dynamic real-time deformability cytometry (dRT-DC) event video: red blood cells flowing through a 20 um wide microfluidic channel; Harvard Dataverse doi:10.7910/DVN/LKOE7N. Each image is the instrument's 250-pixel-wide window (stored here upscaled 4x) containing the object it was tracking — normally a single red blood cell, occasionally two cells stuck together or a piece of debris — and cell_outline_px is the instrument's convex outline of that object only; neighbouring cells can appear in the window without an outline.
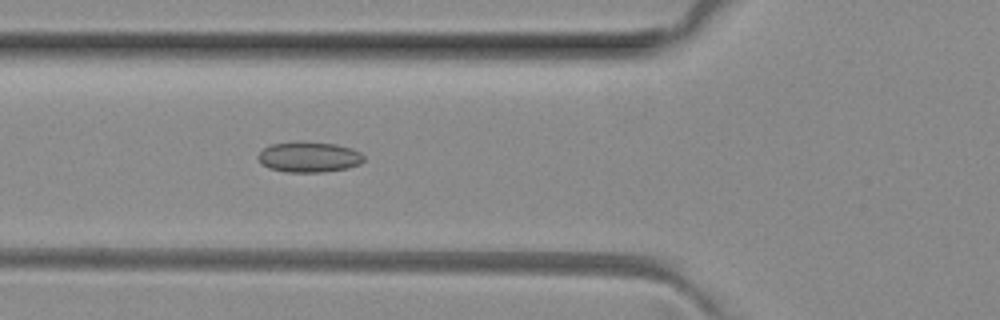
{"species": "common noctule bat (a hibernating species)", "species_latin": "Nyctalus noctula", "temperature_condition": "room temperature", "stored_images_in_passage": 39, "camera_frame_rate_fps": 3000, "um_per_image_px": 0.085, "animal": {"sex": "female", "body_mass_g": 29.2, "forearm_length_mm": 56.3}, "frame": {"image": 1, "passage_image": 7, "time_ms": 2.0, "image_size_px": [1000, 320], "cell_outline_px": [[364, 160], [360, 164], [348, 168], [320, 172], [288, 172], [268, 168], [260, 164], [256, 156], [264, 148], [272, 144], [300, 140], [336, 144], [352, 148], [360, 152], [364, 156]], "centroid_in_image_um": [26.25, 13.33], "position_along_channel_um": 99.6, "area_um2": 19.13}}
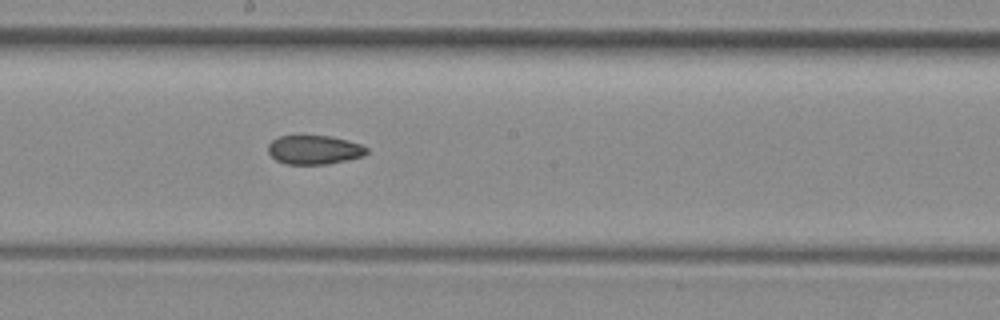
{"frame": {"image": 2, "passage_image": 16, "time_ms": 5.0, "image_size_px": [1000, 320], "cell_outline_px": [[368, 152], [364, 156], [328, 164], [284, 164], [276, 160], [268, 152], [268, 144], [272, 140], [280, 136], [328, 136], [348, 140], [360, 144], [368, 148]], "centroid_in_image_um": [26.71, 12.74], "position_along_channel_um": 221.5, "area_um2": 16.65}}
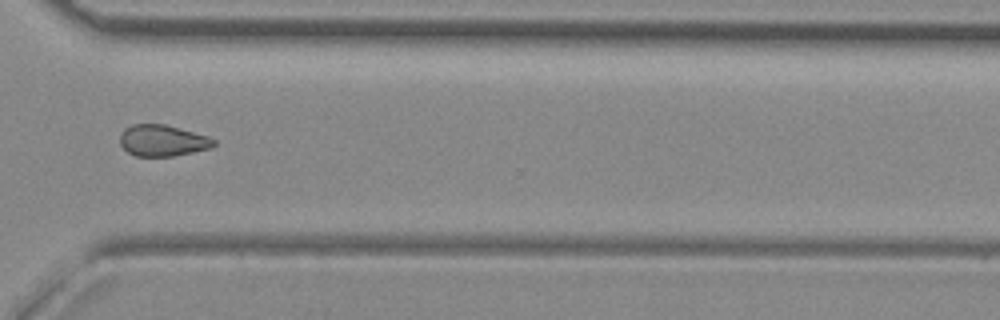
{"frame": {"image": 3, "passage_image": 26, "time_ms": 8.333, "image_size_px": [1000, 320], "cell_outline_px": [[216, 144], [208, 148], [192, 152], [172, 156], [136, 156], [128, 152], [120, 144], [120, 132], [124, 128], [132, 124], [164, 124], [208, 136], [216, 140]], "centroid_in_image_um": [13.78, 11.94], "position_along_channel_um": 356.8, "area_um2": 17.05}, "authors_computed_cell_mechanics": {"area_um2": 17.5134, "velocity_mm_per_s": 4.061, "shape_relaxation_time_tau1_ms": null, "shape_relaxation_time_tau2_ms": 3.7582, "deformation_change_tau1": null, "deformation_change_tau2": 0.0891}}